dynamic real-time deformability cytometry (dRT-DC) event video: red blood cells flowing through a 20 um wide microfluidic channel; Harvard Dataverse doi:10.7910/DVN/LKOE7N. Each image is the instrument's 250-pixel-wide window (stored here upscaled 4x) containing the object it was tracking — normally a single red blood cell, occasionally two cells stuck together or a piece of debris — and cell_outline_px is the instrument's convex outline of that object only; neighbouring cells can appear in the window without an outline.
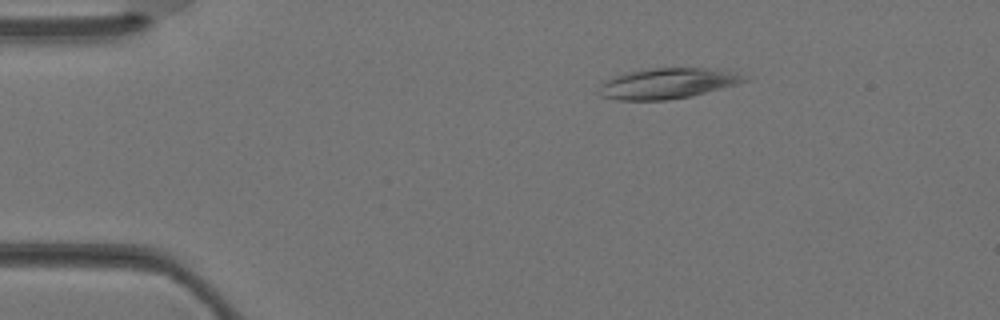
{"species": "Egyptian fruit bat (a non-hibernating species)", "species_latin": "Rousettus aegyptiacus", "temperature_condition": "warm", "stored_images_in_passage": 3, "camera_frame_rate_fps": 3000, "um_per_image_px": 0.085, "animal": {"sex": "female"}, "frame": {"image": 1, "passage_image": 2, "time_ms": 0.333, "image_size_px": [1000, 320], "cell_outline_px": [[752, 76], [748, 80], [736, 84], [692, 96], [668, 100], [616, 100], [600, 96], [596, 92], [608, 80], [616, 76], [628, 72], [652, 68], [716, 68]], "centroid_in_image_um": [56.8, 7.09], "position_along_channel_um": 28.2, "area_um2": 25.89}}